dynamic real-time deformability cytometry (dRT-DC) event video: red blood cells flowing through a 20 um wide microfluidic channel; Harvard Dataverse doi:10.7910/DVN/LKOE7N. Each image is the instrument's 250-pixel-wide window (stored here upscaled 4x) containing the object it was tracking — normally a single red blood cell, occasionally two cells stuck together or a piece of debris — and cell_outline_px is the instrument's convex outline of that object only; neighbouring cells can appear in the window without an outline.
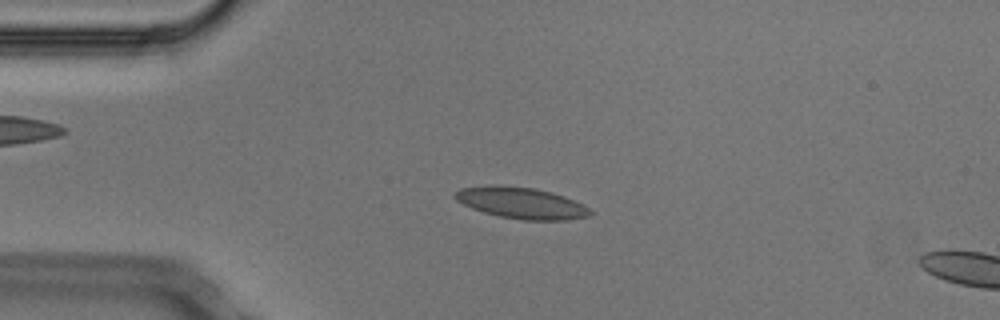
{"species": "Egyptian fruit bat (a non-hibernating species)", "species_latin": "Rousettus aegyptiacus", "temperature_condition": "cold", "stored_images_in_passage": 15, "camera_frame_rate_fps": 3000, "um_per_image_px": 0.085, "animal": {"sex": "male"}, "frame": {"image": 1, "passage_image": 11, "time_ms": 3.333, "image_size_px": [1000, 320], "cell_outline_px": [[596, 212], [588, 216], [568, 220], [524, 220], [500, 216], [484, 212], [472, 208], [456, 200], [452, 196], [460, 188], [536, 188], [552, 192], [564, 196], [584, 204]], "centroid_in_image_um": [44.45, 17.31], "position_along_channel_um": 40.6, "area_um2": 23.81}}